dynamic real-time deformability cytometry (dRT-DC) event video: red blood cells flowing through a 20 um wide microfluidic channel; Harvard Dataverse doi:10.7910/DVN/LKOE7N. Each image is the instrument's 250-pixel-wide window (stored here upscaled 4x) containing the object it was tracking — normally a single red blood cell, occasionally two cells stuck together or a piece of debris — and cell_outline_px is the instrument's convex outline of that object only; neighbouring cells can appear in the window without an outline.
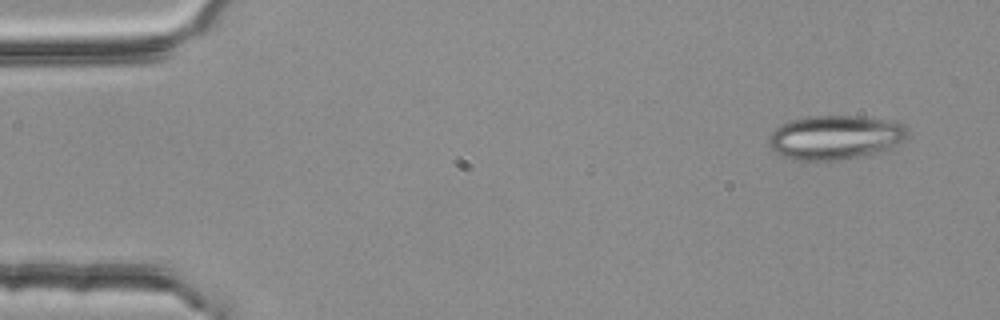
{"species": "common noctule bat (a hibernating species)", "species_latin": "Nyctalus noctula", "temperature_condition": "room temperature", "stored_images_in_passage": 4, "camera_frame_rate_fps": 3000, "um_per_image_px": 0.085, "animal": {"sex": "female", "body_mass_g": 25.1}, "frame": {"image": 1, "passage_image": 1, "time_ms": 0.0, "image_size_px": [1000, 320], "cell_outline_px": [[908, 132], [904, 140], [888, 148], [860, 156], [840, 160], [800, 160], [784, 156], [776, 152], [768, 144], [768, 136], [780, 124], [792, 120], [808, 116], [860, 116], [900, 120], [908, 128]], "centroid_in_image_um": [71.02, 11.64], "position_along_channel_um": 14.0, "area_um2": 35.78}}